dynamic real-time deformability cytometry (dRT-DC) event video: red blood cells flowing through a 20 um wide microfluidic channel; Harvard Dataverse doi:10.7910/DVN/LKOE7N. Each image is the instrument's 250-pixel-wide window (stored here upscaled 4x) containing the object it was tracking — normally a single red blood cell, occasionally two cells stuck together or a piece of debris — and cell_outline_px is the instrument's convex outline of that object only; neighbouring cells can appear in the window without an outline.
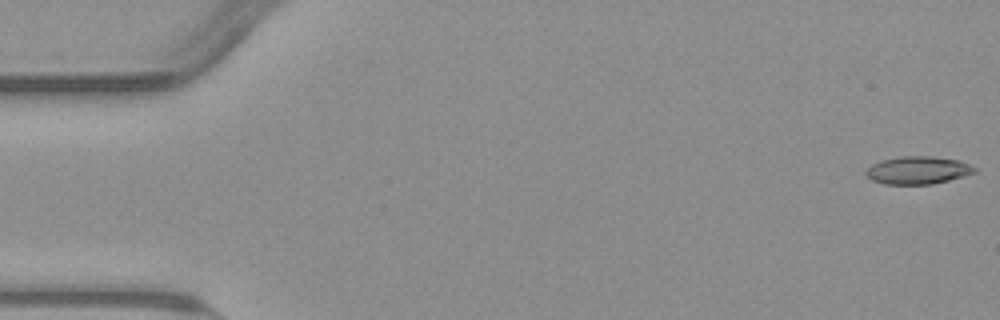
{"species": "common noctule bat (a hibernating species)", "species_latin": "Nyctalus noctula", "temperature_condition": "warm", "stored_images_in_passage": 55, "camera_frame_rate_fps": 3000, "um_per_image_px": 0.085, "animal": {"sex": "male", "body_mass_g": 23.1, "forearm_length_mm": 52.7}, "frame": {"image": 1, "passage_image": 1, "time_ms": 0.0, "image_size_px": [1000, 320], "cell_outline_px": [[976, 172], [964, 176], [932, 184], [884, 184], [872, 180], [864, 176], [864, 172], [872, 164], [880, 160], [900, 156], [932, 156], [960, 160], [976, 168]], "centroid_in_image_um": [77.98, 14.46], "position_along_channel_um": 7.0, "area_um2": 17.69}}
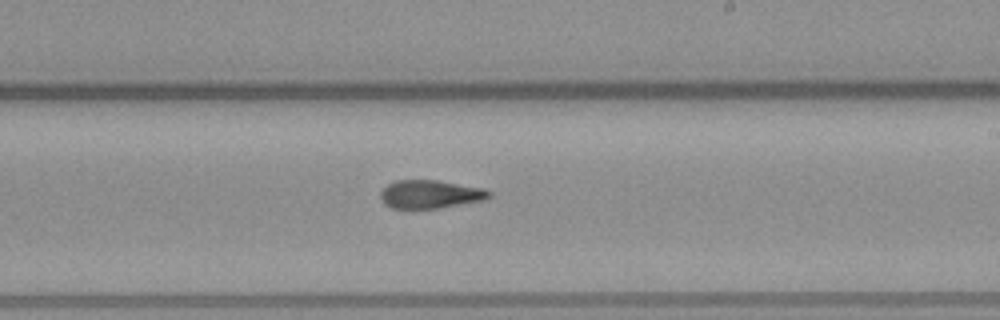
{"frame": {"image": 2, "passage_image": 32, "time_ms": 10.333, "image_size_px": [1000, 320], "cell_outline_px": [[492, 196], [484, 200], [436, 208], [392, 208], [384, 204], [380, 196], [380, 192], [388, 184], [396, 180], [436, 180], [484, 188], [492, 192]], "centroid_in_image_um": [36.58, 16.5], "position_along_channel_um": 252.4, "area_um2": 17.8}}
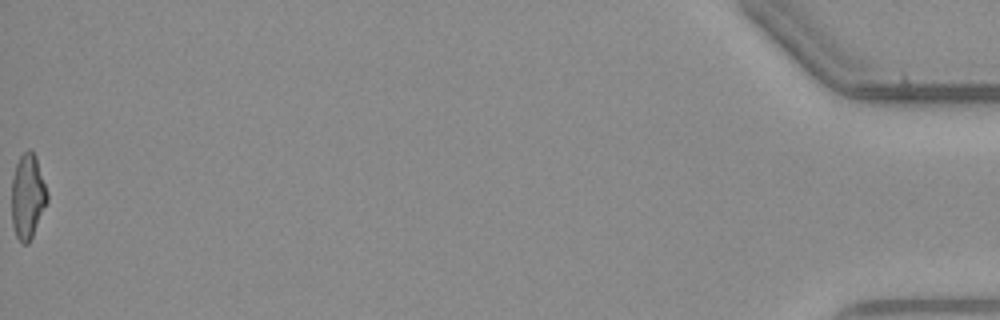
{"frame": {"image": 3, "passage_image": 55, "time_ms": 18.0, "image_size_px": [1000, 320], "cell_outline_px": [[48, 200], [32, 236], [28, 244], [24, 244], [16, 236], [12, 224], [12, 176], [16, 164], [20, 156], [28, 148], [36, 156], [48, 192]], "centroid_in_image_um": [2.35, 16.67], "position_along_channel_um": 432.8, "area_um2": 17.51}, "authors_computed_cell_mechanics": {"area_um2": 18.1492, "velocity_mm_per_s": 3.8082, "shape_relaxation_time_tau1_ms": null, "shape_relaxation_time_tau2_ms": 3.0913, "deformation_change_tau1": null, "deformation_change_tau2": 0.1211}}